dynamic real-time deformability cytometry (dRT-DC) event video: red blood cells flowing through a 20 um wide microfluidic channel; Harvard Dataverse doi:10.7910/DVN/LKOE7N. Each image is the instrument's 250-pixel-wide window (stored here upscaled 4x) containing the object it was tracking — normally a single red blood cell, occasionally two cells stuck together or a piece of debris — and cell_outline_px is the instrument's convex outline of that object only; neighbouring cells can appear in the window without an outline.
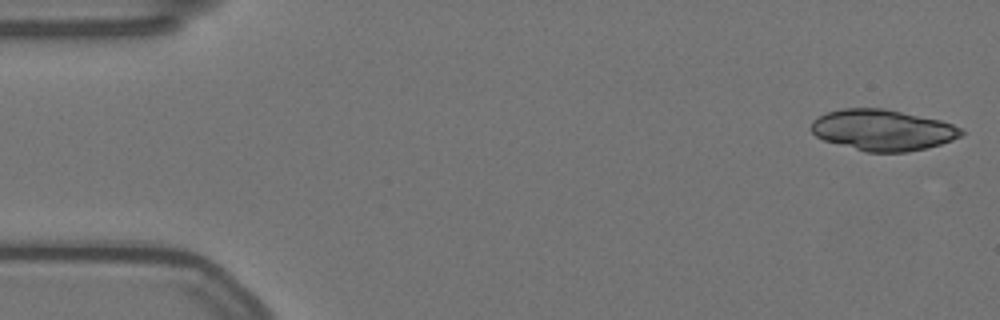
{"species": "Egyptian fruit bat (a non-hibernating species)", "species_latin": "Rousettus aegyptiacus", "temperature_condition": "warm", "stored_images_in_passage": 17, "camera_frame_rate_fps": 3000, "um_per_image_px": 0.085, "animal": {"sex": "female"}, "frame": {"image": 1, "passage_image": 1, "time_ms": 0.0, "image_size_px": [1000, 320], "cell_outline_px": [[964, 132], [960, 136], [952, 140], [928, 148], [908, 152], [864, 152], [824, 140], [816, 136], [812, 132], [812, 120], [828, 112], [844, 108], [884, 108], [940, 120], [952, 124], [960, 128]], "centroid_in_image_um": [75.03, 11.06], "position_along_channel_um": 10.0, "area_um2": 35.78}}